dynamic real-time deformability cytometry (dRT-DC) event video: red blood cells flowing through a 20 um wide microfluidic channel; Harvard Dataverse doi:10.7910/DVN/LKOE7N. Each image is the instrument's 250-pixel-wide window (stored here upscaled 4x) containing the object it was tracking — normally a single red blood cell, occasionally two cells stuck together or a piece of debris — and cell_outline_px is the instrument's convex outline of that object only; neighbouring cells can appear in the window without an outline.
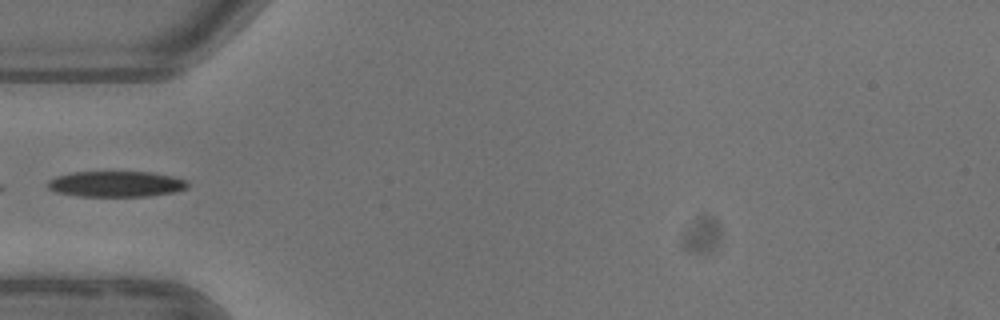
{"species": "common noctule bat (a hibernating species)", "species_latin": "Nyctalus noctula", "temperature_condition": "warm", "stored_images_in_passage": 5, "camera_frame_rate_fps": 3000, "um_per_image_px": 0.085, "animal": {"sex": "female"}, "frame": {"image": 1, "passage_image": 4, "time_ms": 4.333, "image_size_px": [1000, 320], "cell_outline_px": [[188, 188], [176, 192], [148, 196], [80, 196], [56, 192], [48, 188], [48, 180], [56, 176], [72, 172], [152, 172], [172, 176], [188, 180]], "centroid_in_image_um": [9.9, 15.64], "position_along_channel_um": 75.1, "area_um2": 21.1}}
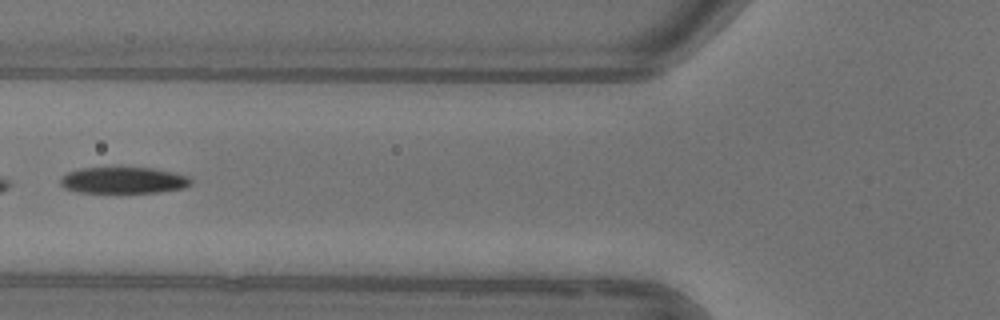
{"frame": {"image": 2, "passage_image": 5, "time_ms": 5.333, "image_size_px": [1000, 320], "cell_outline_px": [[192, 184], [184, 188], [156, 192], [80, 192], [64, 188], [60, 184], [60, 176], [68, 172], [80, 168], [152, 168], [172, 172], [188, 176], [192, 180]], "centroid_in_image_um": [10.48, 15.32], "position_along_channel_um": 115.3, "area_um2": 19.94}}